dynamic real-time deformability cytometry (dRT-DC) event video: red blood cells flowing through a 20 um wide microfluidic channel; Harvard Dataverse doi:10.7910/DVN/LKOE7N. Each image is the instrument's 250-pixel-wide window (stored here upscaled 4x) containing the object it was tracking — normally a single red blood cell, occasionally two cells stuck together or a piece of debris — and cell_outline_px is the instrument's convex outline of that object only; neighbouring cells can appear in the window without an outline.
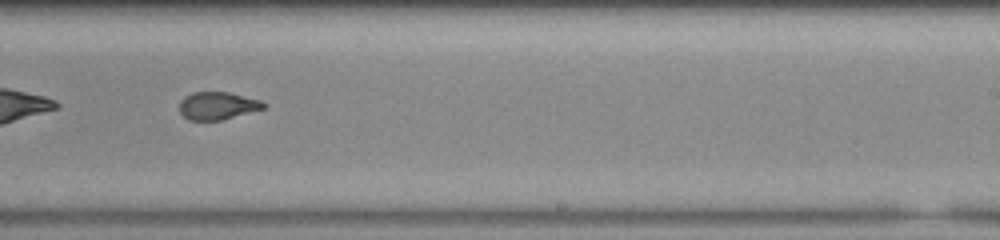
{"species": "common noctule bat (a hibernating species)", "species_latin": "Nyctalus noctula", "temperature_condition": "room temperature", "stored_images_in_passage": 40, "camera_frame_rate_fps": 3000, "um_per_image_px": 0.085, "animal": {"sex": "male", "body_mass_g": 20.0, "forearm_length_mm": 53.3}, "frame": {"image": 1, "passage_image": 18, "time_ms": 5.667, "image_size_px": [1000, 240], "cell_outline_px": [[268, 104], [264, 108], [220, 120], [188, 120], [180, 112], [180, 100], [184, 96], [192, 92], [228, 92], [260, 100]], "centroid_in_image_um": [18.47, 8.98], "position_along_channel_um": 270.5, "area_um2": 13.47}, "authors_computed_cell_mechanics": {"area_um2": 14.3922, "velocity_mm_per_s": 3.7111, "shape_relaxation_time_tau1_ms": null, "shape_relaxation_time_tau2_ms": 1.5269, "deformation_change_tau1": null, "deformation_change_tau2": 0.0784}}